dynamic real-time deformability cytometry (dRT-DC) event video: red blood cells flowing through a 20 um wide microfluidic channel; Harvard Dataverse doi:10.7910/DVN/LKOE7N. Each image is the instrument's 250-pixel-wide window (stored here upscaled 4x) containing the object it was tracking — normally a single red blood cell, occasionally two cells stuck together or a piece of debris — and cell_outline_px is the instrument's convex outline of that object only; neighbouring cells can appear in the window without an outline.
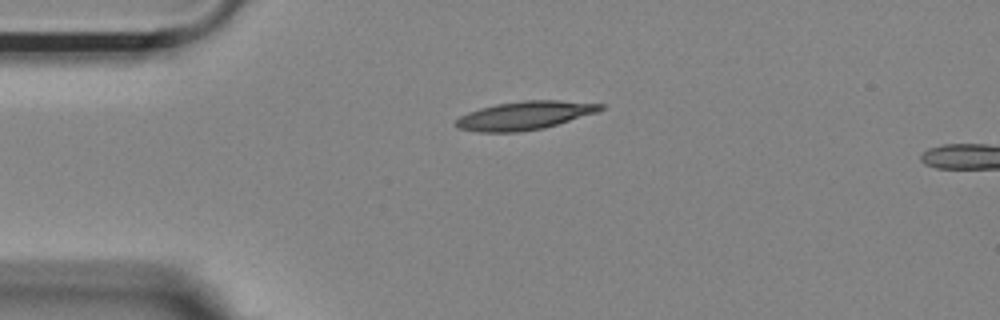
{"species": "Egyptian fruit bat (a non-hibernating species)", "species_latin": "Rousettus aegyptiacus", "temperature_condition": "room temperature", "stored_images_in_passage": 43, "camera_frame_rate_fps": 3000, "um_per_image_px": 0.085, "animal": {"sex": "female"}, "frame": {"image": 1, "passage_image": 1, "time_ms": 0.0, "image_size_px": [1000, 320], "cell_outline_px": [[604, 108], [596, 112], [544, 128], [520, 132], [476, 132], [456, 128], [452, 124], [460, 116], [468, 112], [480, 108], [496, 104], [524, 100], [560, 100], [604, 104]], "centroid_in_image_um": [44.54, 9.82], "position_along_channel_um": 40.5, "area_um2": 23.99}}
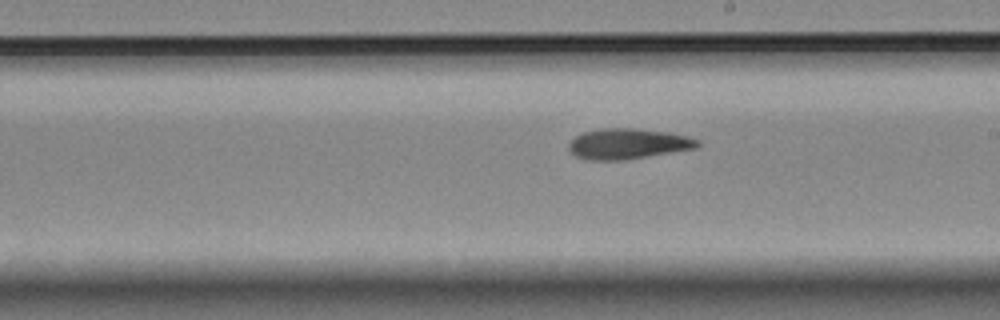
{"frame": {"image": 2, "passage_image": 19, "time_ms": 6.0, "image_size_px": [1000, 320], "cell_outline_px": [[700, 144], [696, 148], [620, 160], [592, 160], [576, 156], [568, 152], [568, 144], [580, 132], [600, 128], [632, 128], [668, 132], [688, 136], [700, 140]], "centroid_in_image_um": [53.33, 12.2], "position_along_channel_um": 235.7, "area_um2": 22.83}}
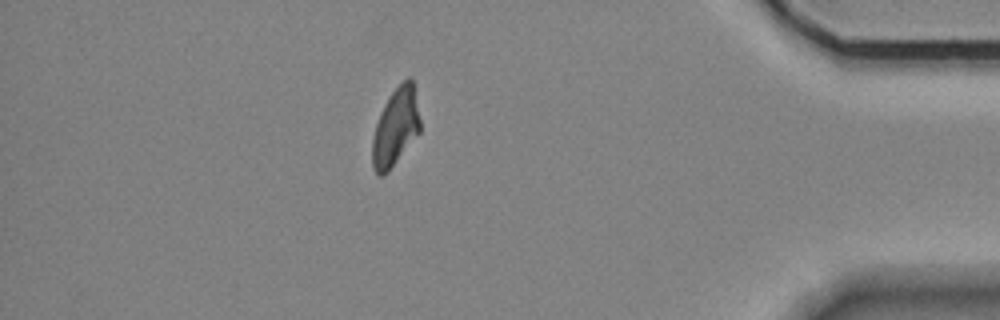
{"frame": {"image": 3, "passage_image": 36, "time_ms": 11.667, "image_size_px": [1000, 320], "cell_outline_px": [[420, 132], [388, 172], [380, 176], [376, 176], [372, 168], [372, 140], [376, 124], [380, 112], [384, 104], [392, 92], [408, 76], [412, 76], [420, 120]], "centroid_in_image_um": [33.61, 10.83], "position_along_channel_um": 401.6, "area_um2": 21.68}}